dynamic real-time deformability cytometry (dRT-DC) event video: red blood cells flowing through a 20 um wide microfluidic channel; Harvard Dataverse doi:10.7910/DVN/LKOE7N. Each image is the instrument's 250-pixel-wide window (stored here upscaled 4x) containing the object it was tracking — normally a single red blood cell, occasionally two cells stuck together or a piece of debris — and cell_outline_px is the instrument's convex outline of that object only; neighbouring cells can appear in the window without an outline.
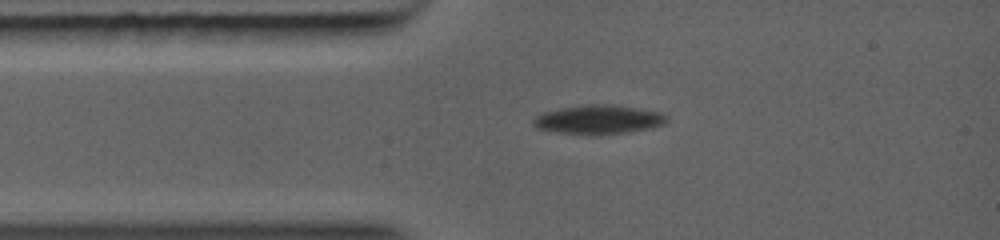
{"species": "common noctule bat (a hibernating species)", "species_latin": "Nyctalus noctula", "temperature_condition": "warm", "stored_images_in_passage": 27, "camera_frame_rate_fps": 5000, "um_per_image_px": 0.085, "animal": {"sex": "female", "body_mass_g": 19.0, "forearm_length_mm": 56.7}, "frame": {"image": 1, "passage_image": 1, "time_ms": 0.0, "image_size_px": [1000, 240], "cell_outline_px": [[668, 120], [664, 124], [652, 128], [628, 132], [592, 136], [556, 132], [536, 128], [532, 124], [532, 120], [536, 116], [544, 112], [560, 108], [588, 104], [600, 104], [636, 108], [660, 112], [668, 116]], "centroid_in_image_um": [50.86, 10.19], "position_along_channel_um": 34.1, "area_um2": 22.72}}
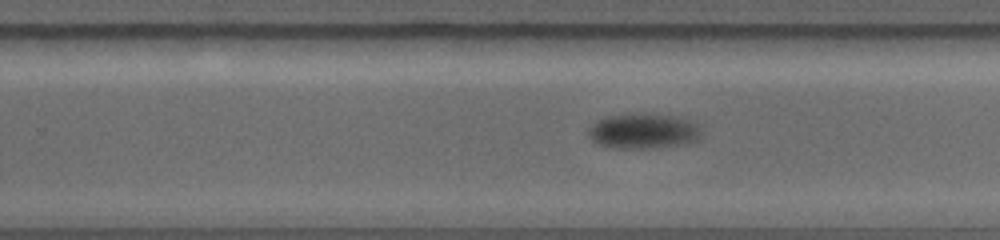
{"frame": {"image": 2, "passage_image": 10, "time_ms": 5.4, "image_size_px": [1000, 240], "cell_outline_px": [[700, 136], [696, 140], [684, 144], [652, 148], [612, 148], [600, 144], [592, 140], [588, 136], [588, 128], [592, 124], [608, 116], [680, 116], [696, 124], [700, 132]], "centroid_in_image_um": [54.67, 11.19], "position_along_channel_um": 275.1, "area_um2": 22.25}}
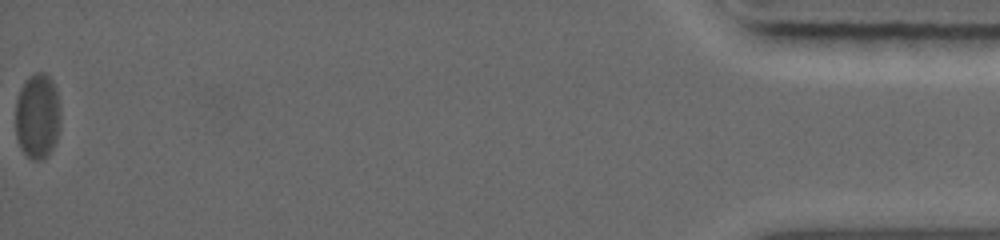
{"frame": {"image": 3, "passage_image": 27, "time_ms": 12.0, "image_size_px": [1000, 240], "cell_outline_px": [[56, 136], [48, 152], [44, 156], [36, 160], [28, 156], [24, 152], [20, 144], [16, 132], [16, 100], [24, 84], [36, 72], [44, 72], [52, 80], [56, 92]], "centroid_in_image_um": [3.12, 9.83], "position_along_channel_um": 432.1, "area_um2": 20.63}}